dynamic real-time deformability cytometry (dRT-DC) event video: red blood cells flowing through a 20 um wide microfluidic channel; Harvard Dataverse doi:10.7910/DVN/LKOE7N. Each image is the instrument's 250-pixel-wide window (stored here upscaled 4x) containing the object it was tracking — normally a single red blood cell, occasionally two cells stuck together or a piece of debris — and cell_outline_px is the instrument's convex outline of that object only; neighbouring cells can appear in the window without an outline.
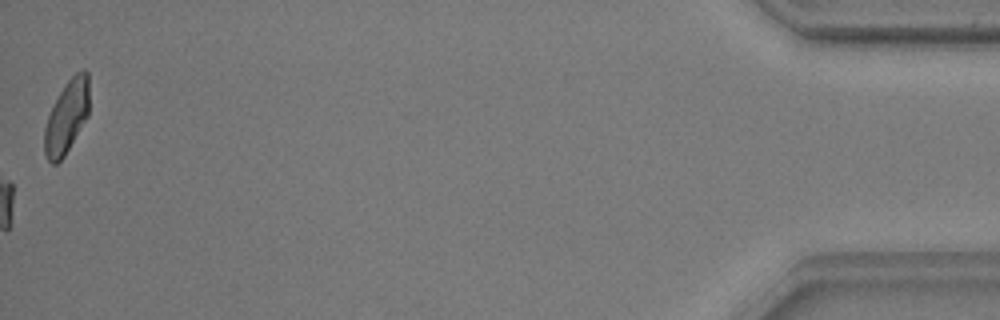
{"species": "common noctule bat (a hibernating species)", "species_latin": "Nyctalus noctula", "temperature_condition": "warm", "stored_images_in_passage": 48, "camera_frame_rate_fps": 3000, "um_per_image_px": 0.085, "animal": {"sex": "male", "body_mass_g": 17.9, "forearm_length_mm": 54.2}, "frame": {"image": 1, "passage_image": 48, "time_ms": 15.667, "image_size_px": [1000, 320], "cell_outline_px": [[88, 116], [64, 156], [56, 164], [52, 164], [48, 160], [44, 152], [44, 128], [48, 116], [60, 92], [68, 80], [76, 72], [84, 68], [88, 72]], "centroid_in_image_um": [5.67, 9.93], "position_along_channel_um": 429.5, "area_um2": 18.79}, "authors_computed_cell_mechanics": {"area_um2": 19.1607, "velocity_mm_per_s": 3.7458, "shape_relaxation_time_tau1_ms": 2.2311, "shape_relaxation_time_tau2_ms": 2.3864, "deformation_change_tau1": 0.174, "deformation_change_tau2": 0.1134}}